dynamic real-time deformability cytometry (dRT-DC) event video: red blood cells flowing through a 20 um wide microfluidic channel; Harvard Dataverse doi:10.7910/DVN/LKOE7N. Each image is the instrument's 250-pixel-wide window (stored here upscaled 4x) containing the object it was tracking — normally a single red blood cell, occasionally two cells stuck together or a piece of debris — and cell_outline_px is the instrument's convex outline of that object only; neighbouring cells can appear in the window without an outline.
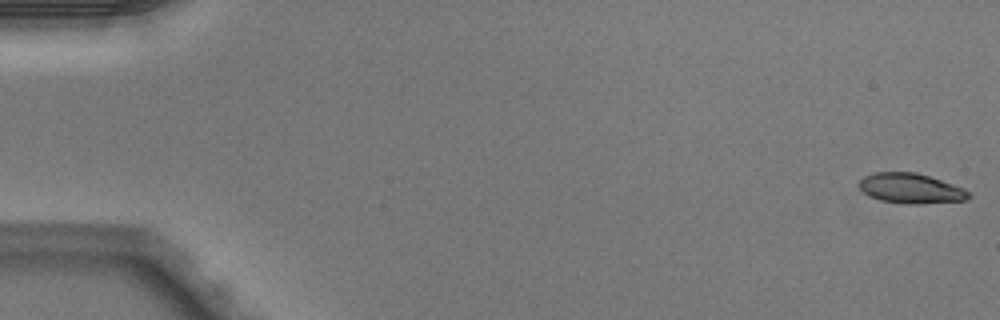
{"species": "Egyptian fruit bat (a non-hibernating species)", "species_latin": "Rousettus aegyptiacus", "temperature_condition": "warm", "stored_images_in_passage": 4, "camera_frame_rate_fps": 3000, "um_per_image_px": 0.085, "animal": {"sex": "male"}, "frame": {"image": 1, "passage_image": 1, "time_ms": 0.0, "image_size_px": [1000, 320], "cell_outline_px": [[972, 196], [964, 200], [916, 204], [904, 204], [880, 200], [868, 196], [856, 184], [864, 176], [872, 172], [916, 172], [964, 188], [972, 192]], "centroid_in_image_um": [77.39, 16.01], "position_along_channel_um": 7.6, "area_um2": 19.31}}
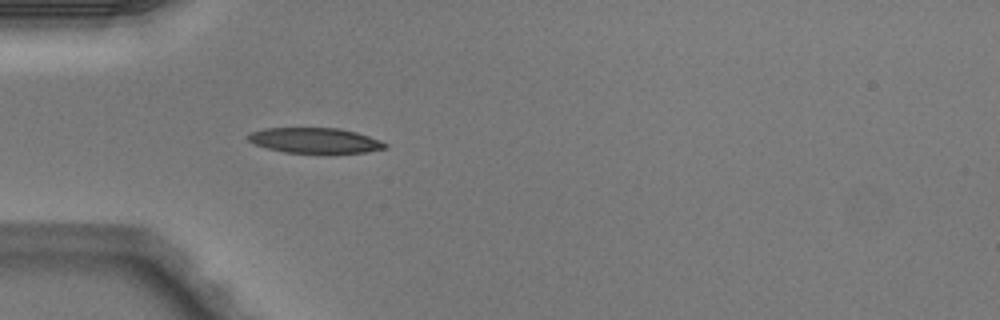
{"frame": {"image": 2, "passage_image": 4, "time_ms": 1.0, "image_size_px": [1000, 320], "cell_outline_px": [[388, 148], [364, 152], [324, 156], [284, 152], [252, 144], [248, 140], [248, 136], [252, 132], [264, 128], [340, 128], [356, 132], [380, 140], [388, 144]], "centroid_in_image_um": [26.81, 11.99], "position_along_channel_um": 58.2, "area_um2": 21.1}}